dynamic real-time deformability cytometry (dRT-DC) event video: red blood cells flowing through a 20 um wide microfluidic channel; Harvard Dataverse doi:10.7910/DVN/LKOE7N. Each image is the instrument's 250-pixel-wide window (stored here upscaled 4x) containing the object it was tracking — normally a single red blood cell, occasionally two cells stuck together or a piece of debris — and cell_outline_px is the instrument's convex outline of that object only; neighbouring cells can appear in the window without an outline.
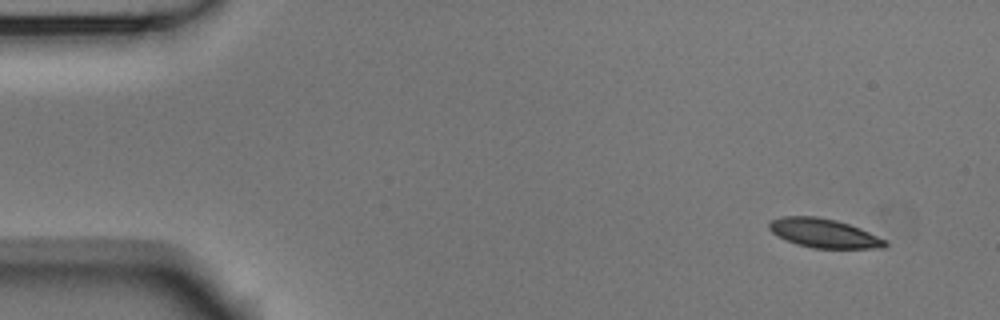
{"species": "Egyptian fruit bat (a non-hibernating species)", "species_latin": "Rousettus aegyptiacus", "temperature_condition": "room temperature", "stored_images_in_passage": 52, "camera_frame_rate_fps": 3000, "um_per_image_px": 0.085, "animal": {"sex": "male"}, "frame": {"image": 1, "passage_image": 1, "time_ms": 0.0, "image_size_px": [1000, 320], "cell_outline_px": [[888, 244], [884, 248], [812, 248], [796, 244], [776, 236], [768, 228], [768, 224], [772, 220], [780, 216], [816, 216], [836, 220], [860, 228], [884, 240]], "centroid_in_image_um": [69.97, 19.82], "position_along_channel_um": 15.0, "area_um2": 19.54}}
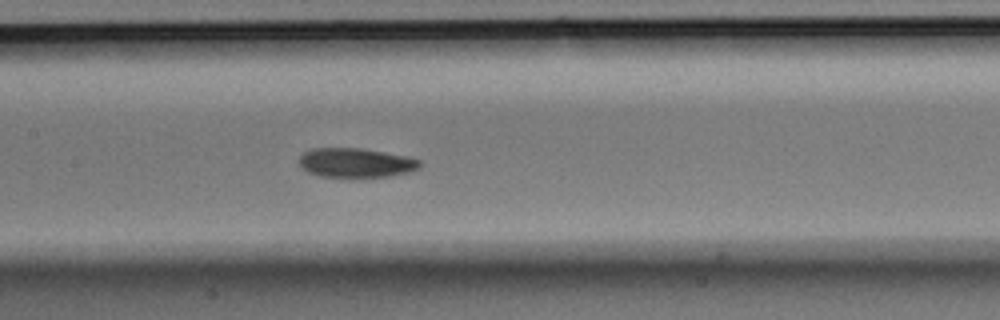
{"frame": {"image": 2, "passage_image": 23, "time_ms": 7.333, "image_size_px": [1000, 320], "cell_outline_px": [[420, 168], [408, 172], [388, 176], [320, 176], [308, 172], [300, 164], [300, 156], [304, 152], [312, 148], [360, 148], [408, 156], [420, 160]], "centroid_in_image_um": [30.26, 13.82], "position_along_channel_um": 177.1, "area_um2": 20.29}}
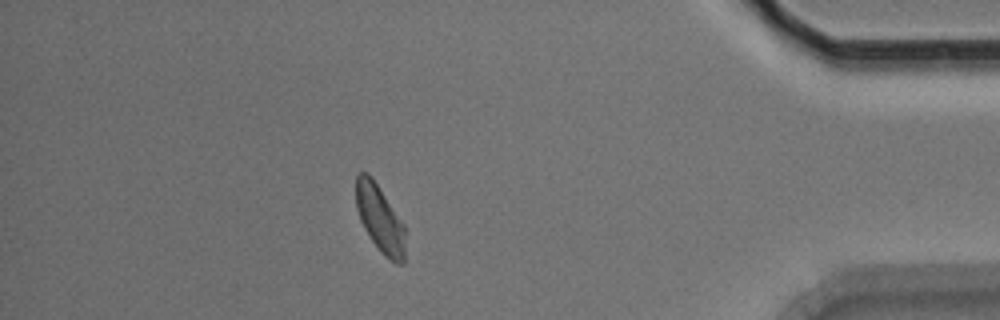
{"frame": {"image": 3, "passage_image": 45, "time_ms": 14.667, "image_size_px": [1000, 320], "cell_outline_px": [[404, 264], [396, 264], [388, 260], [384, 256], [372, 240], [364, 228], [360, 220], [356, 208], [356, 172], [368, 172], [372, 176], [404, 224]], "centroid_in_image_um": [32.28, 18.57], "position_along_channel_um": 402.9, "area_um2": 19.36}, "authors_computed_cell_mechanics": {"area_um2": 20.2878, "velocity_mm_per_s": 3.663, "shape_relaxation_time_tau1_ms": 2.5808, "shape_relaxation_time_tau2_ms": 5.3878, "deformation_change_tau1": 0.115, "deformation_change_tau2": 0.1011}}